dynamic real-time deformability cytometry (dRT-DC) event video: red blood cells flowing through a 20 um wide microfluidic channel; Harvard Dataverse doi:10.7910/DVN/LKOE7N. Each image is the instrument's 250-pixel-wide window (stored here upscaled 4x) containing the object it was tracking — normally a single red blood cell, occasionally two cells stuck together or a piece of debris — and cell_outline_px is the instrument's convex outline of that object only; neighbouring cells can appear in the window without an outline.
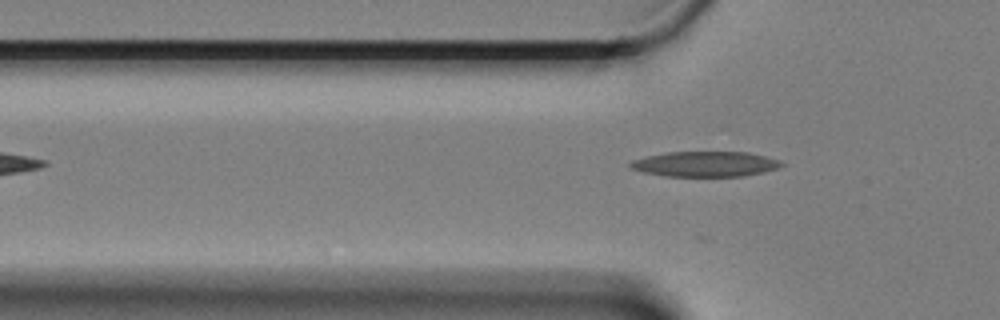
{"species": "Egyptian fruit bat (a non-hibernating species)", "species_latin": "Rousettus aegyptiacus", "temperature_condition": "cold", "stored_images_in_passage": 40, "camera_frame_rate_fps": 3000, "um_per_image_px": 0.085, "animal": {"sex": "female"}, "frame": {"image": 1, "passage_image": 3, "time_ms": 0.667, "image_size_px": [1000, 320], "cell_outline_px": [[784, 164], [776, 168], [760, 172], [740, 176], [664, 176], [644, 172], [632, 168], [628, 164], [632, 160], [648, 156], [668, 152], [748, 152], [780, 160]], "centroid_in_image_um": [59.92, 13.94], "position_along_channel_um": 65.9, "area_um2": 21.91}}
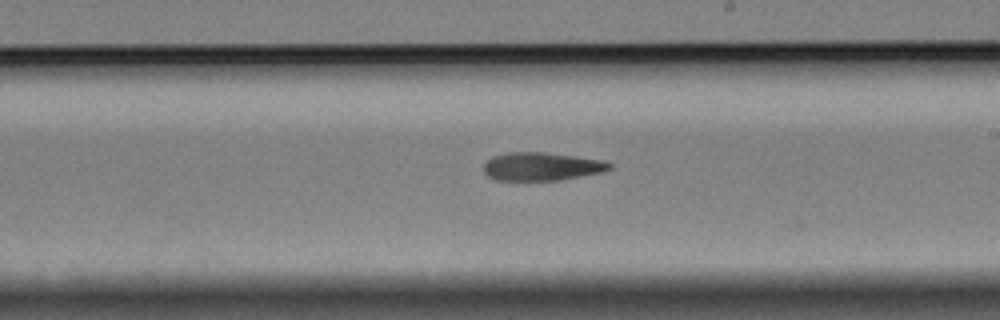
{"frame": {"image": 2, "passage_image": 19, "time_ms": 6.0, "image_size_px": [1000, 320], "cell_outline_px": [[612, 168], [604, 172], [560, 180], [496, 180], [488, 176], [484, 172], [484, 164], [492, 156], [508, 152], [544, 152], [604, 160], [612, 164]], "centroid_in_image_um": [46.06, 14.15], "position_along_channel_um": 242.9, "area_um2": 20.75}}
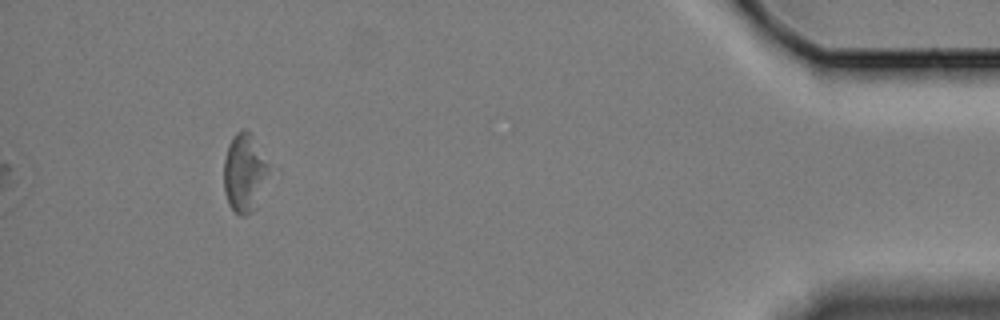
{"frame": {"image": 3, "passage_image": 40, "time_ms": 13.0, "image_size_px": [1000, 320], "cell_outline_px": [[268, 172], [256, 208], [252, 212], [244, 216], [240, 216], [228, 204], [224, 192], [224, 160], [228, 144], [232, 136], [236, 132], [244, 128], [248, 132], [268, 164]], "centroid_in_image_um": [20.73, 14.73], "position_along_channel_um": 414.5, "area_um2": 20.11}, "authors_computed_cell_mechanics": {"area_um2": 21.0103, "velocity_mm_per_s": 3.3217, "shape_relaxation_time_tau1_ms": 9.8753, "shape_relaxation_time_tau2_ms": null, "deformation_change_tau1": 0.2004, "deformation_change_tau2": null}}